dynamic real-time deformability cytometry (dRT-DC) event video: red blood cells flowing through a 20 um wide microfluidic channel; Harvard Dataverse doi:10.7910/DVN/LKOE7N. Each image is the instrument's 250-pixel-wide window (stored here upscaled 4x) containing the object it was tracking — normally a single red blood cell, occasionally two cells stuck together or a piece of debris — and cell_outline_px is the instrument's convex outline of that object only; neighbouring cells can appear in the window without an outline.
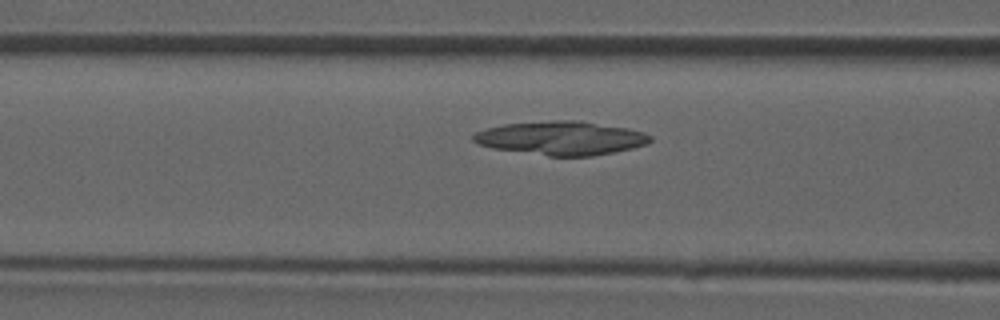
{"species": "common noctule bat (a hibernating species)", "species_latin": "Nyctalus noctula", "temperature_condition": "room temperature", "stored_images_in_passage": 41, "camera_frame_rate_fps": 3000, "um_per_image_px": 0.085, "animal": {"sex": "male", "forearm_length_mm": 52.5}, "frame": {"image": 1, "passage_image": 18, "time_ms": 5.667, "image_size_px": [1000, 320], "cell_outline_px": [[652, 140], [648, 144], [632, 148], [592, 156], [548, 156], [492, 148], [476, 144], [472, 140], [472, 136], [476, 132], [488, 128], [504, 124], [552, 120], [576, 120], [628, 128], [644, 132], [652, 136]], "centroid_in_image_um": [47.7, 11.74], "position_along_channel_um": 118.9, "area_um2": 34.8}}